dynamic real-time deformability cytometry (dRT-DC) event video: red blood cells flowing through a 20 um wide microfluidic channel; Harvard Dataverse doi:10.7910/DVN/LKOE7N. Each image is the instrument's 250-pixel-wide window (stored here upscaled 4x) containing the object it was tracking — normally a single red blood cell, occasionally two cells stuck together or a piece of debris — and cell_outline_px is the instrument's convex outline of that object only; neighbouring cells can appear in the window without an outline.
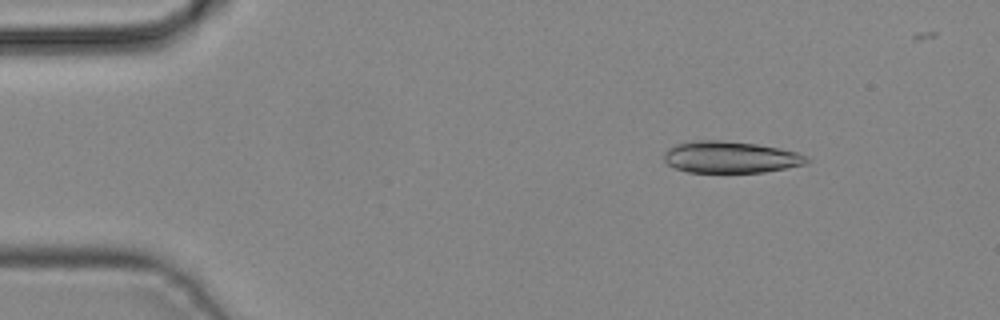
{"species": "common noctule bat (a hibernating species)", "species_latin": "Nyctalus noctula", "temperature_condition": "cold", "stored_images_in_passage": 39, "camera_frame_rate_fps": 3000, "um_per_image_px": 0.085, "animal": {"sex": "male", "body_mass_g": 19.2, "forearm_length_mm": 51.8}, "frame": {"image": 1, "passage_image": 5, "time_ms": 1.333, "image_size_px": [1000, 320], "cell_outline_px": [[812, 160], [808, 164], [764, 172], [688, 172], [676, 168], [668, 164], [664, 160], [664, 152], [668, 148], [676, 144], [696, 140], [720, 140], [756, 144], [780, 148], [796, 152], [808, 156]], "centroid_in_image_um": [62.13, 13.36], "position_along_channel_um": 22.9, "area_um2": 26.47}}
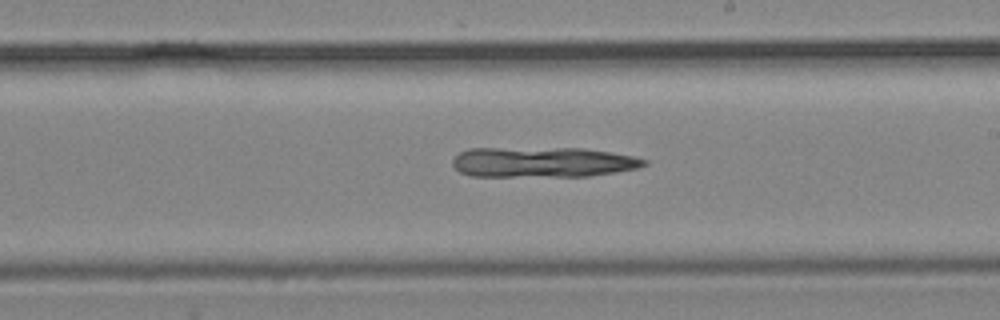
{"frame": {"image": 2, "passage_image": 24, "time_ms": 7.667, "image_size_px": [1000, 320], "cell_outline_px": [[648, 164], [636, 168], [616, 172], [588, 176], [472, 176], [460, 172], [452, 164], [452, 160], [460, 152], [468, 148], [584, 148], [632, 156], [648, 160]], "centroid_in_image_um": [46.11, 13.78], "position_along_channel_um": 242.9, "area_um2": 33.76}}
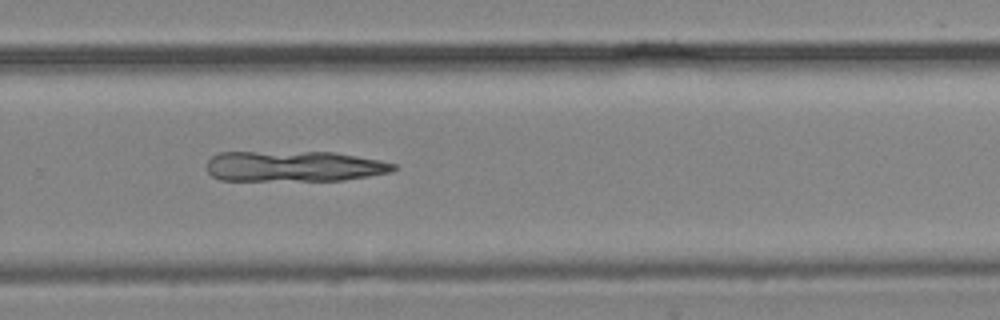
{"frame": {"image": 3, "passage_image": 28, "time_ms": 9.0, "image_size_px": [1000, 320], "cell_outline_px": [[400, 168], [392, 172], [344, 180], [220, 180], [212, 176], [208, 172], [208, 160], [212, 156], [220, 152], [336, 152], [380, 160], [396, 164]], "centroid_in_image_um": [25.04, 14.13], "position_along_channel_um": 304.8, "area_um2": 33.47}}